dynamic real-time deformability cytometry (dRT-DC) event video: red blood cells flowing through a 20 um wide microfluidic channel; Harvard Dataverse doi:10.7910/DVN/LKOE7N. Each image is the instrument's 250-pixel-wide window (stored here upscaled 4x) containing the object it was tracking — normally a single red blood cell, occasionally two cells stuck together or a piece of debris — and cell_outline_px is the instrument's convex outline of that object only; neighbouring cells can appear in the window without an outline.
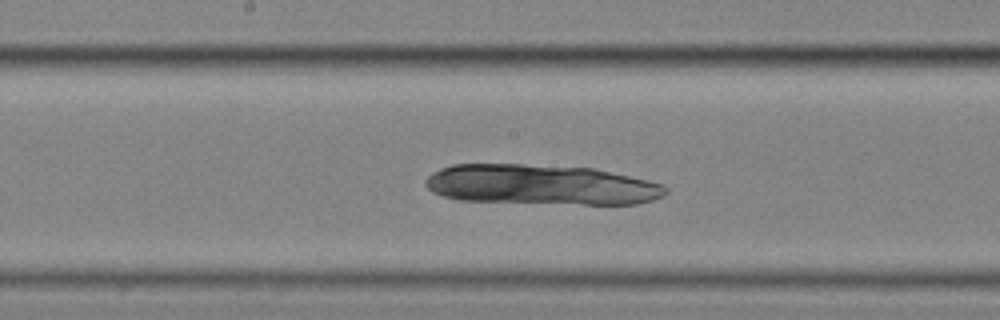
{"species": "common noctule bat (a hibernating species)", "species_latin": "Nyctalus noctula", "temperature_condition": "cold", "stored_images_in_passage": 43, "camera_frame_rate_fps": 3000, "um_per_image_px": 0.085, "animal": {"sex": "female", "body_mass_g": 25.1}, "frame": {"image": 1, "passage_image": 20, "time_ms": 6.333, "image_size_px": [1000, 320], "cell_outline_px": [[668, 192], [664, 196], [652, 200], [636, 204], [584, 204], [460, 200], [444, 196], [432, 192], [424, 184], [424, 180], [432, 172], [440, 168], [452, 164], [520, 164], [592, 168], [664, 184], [668, 188]], "centroid_in_image_um": [45.97, 15.7], "position_along_channel_um": 202.2, "area_um2": 56.07}}
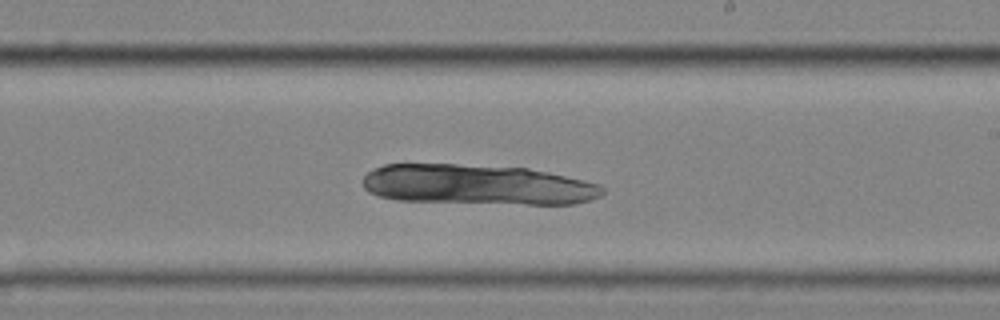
{"frame": {"image": 2, "passage_image": 24, "time_ms": 7.667, "image_size_px": [1000, 320], "cell_outline_px": [[604, 192], [600, 196], [576, 204], [524, 204], [396, 200], [376, 196], [368, 192], [364, 188], [364, 176], [372, 168], [384, 164], [456, 164], [528, 168], [548, 172], [600, 184], [604, 188]], "centroid_in_image_um": [40.55, 15.7], "position_along_channel_um": 248.5, "area_um2": 56.24}}